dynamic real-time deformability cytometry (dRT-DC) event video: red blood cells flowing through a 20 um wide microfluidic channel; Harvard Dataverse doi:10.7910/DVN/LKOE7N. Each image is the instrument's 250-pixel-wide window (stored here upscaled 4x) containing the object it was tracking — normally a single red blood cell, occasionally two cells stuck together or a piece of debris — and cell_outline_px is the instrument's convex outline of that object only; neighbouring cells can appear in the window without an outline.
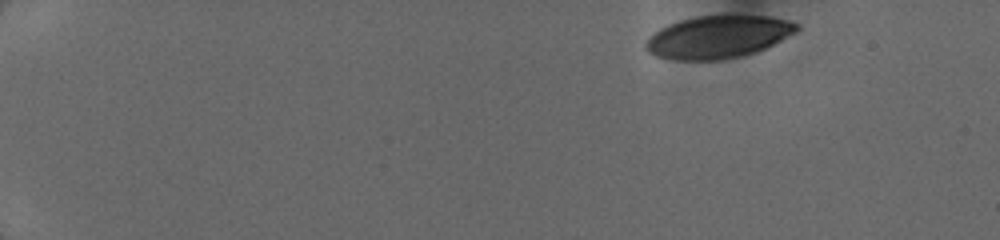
{"species": "human", "species_latin": "Homo sapiens", "temperature_condition": "cold", "stored_images_in_passage": 16, "camera_frame_rate_fps": 3000, "um_per_image_px": 0.085, "donor": {"sex": "female"}, "frame": {"image": 1, "passage_image": 1, "time_ms": 0.0, "image_size_px": [1000, 240], "cell_outline_px": [[800, 28], [796, 32], [756, 52], [740, 56], [720, 60], [672, 60], [656, 56], [648, 52], [644, 48], [644, 44], [660, 28], [668, 24], [680, 20], [696, 16], [768, 16], [784, 20], [796, 24]], "centroid_in_image_um": [60.99, 3.15], "position_along_channel_um": 24.0, "area_um2": 36.99}}
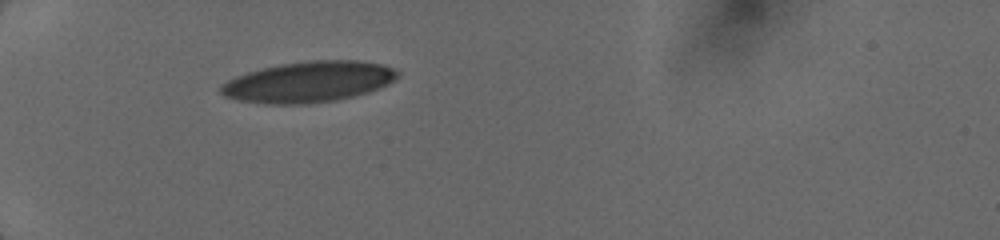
{"frame": {"image": 2, "passage_image": 12, "time_ms": 3.667, "image_size_px": [1000, 240], "cell_outline_px": [[400, 72], [388, 84], [368, 92], [336, 100], [308, 104], [268, 104], [240, 100], [224, 96], [220, 92], [220, 88], [228, 80], [236, 76], [248, 72], [280, 64], [312, 60], [356, 60], [380, 64], [392, 68]], "centroid_in_image_um": [26.22, 6.96], "position_along_channel_um": 58.8, "area_um2": 41.62}}
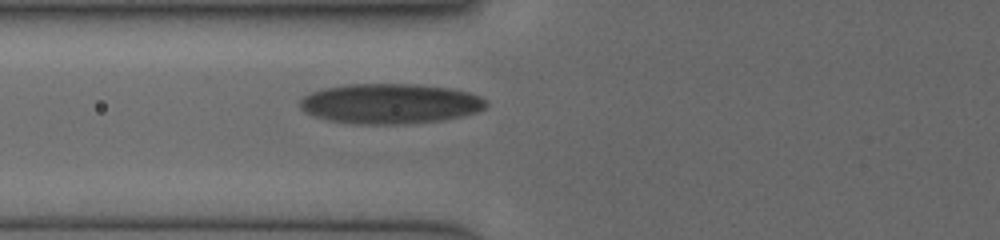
{"frame": {"image": 3, "passage_image": 16, "time_ms": 5.0, "image_size_px": [1000, 240], "cell_outline_px": [[488, 104], [484, 108], [476, 112], [460, 116], [440, 120], [396, 124], [360, 124], [328, 120], [316, 116], [300, 108], [300, 100], [304, 96], [312, 92], [324, 88], [344, 84], [416, 84], [448, 88], [468, 92], [480, 96]], "centroid_in_image_um": [33.15, 8.8], "position_along_channel_um": 92.7, "area_um2": 43.06}}